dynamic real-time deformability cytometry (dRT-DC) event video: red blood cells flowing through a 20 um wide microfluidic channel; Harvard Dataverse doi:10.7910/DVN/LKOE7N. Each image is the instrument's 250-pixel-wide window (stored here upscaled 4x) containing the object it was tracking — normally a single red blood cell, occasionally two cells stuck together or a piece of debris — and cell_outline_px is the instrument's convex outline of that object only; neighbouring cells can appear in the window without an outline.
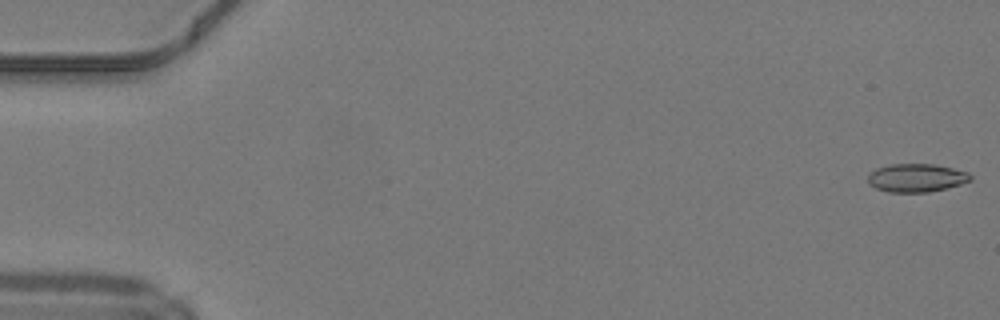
{"species": "common noctule bat (a hibernating species)", "species_latin": "Nyctalus noctula", "temperature_condition": "warm", "stored_images_in_passage": 34, "camera_frame_rate_fps": 3000, "um_per_image_px": 0.085, "animal": {"sex": "male", "body_mass_g": 19.2, "forearm_length_mm": 51.8}, "frame": {"image": 1, "passage_image": 1, "time_ms": 0.0, "image_size_px": [1000, 320], "cell_outline_px": [[972, 180], [960, 184], [928, 192], [888, 192], [876, 188], [868, 184], [868, 172], [876, 168], [888, 164], [936, 164], [968, 172], [972, 176]], "centroid_in_image_um": [77.86, 15.1], "position_along_channel_um": 7.1, "area_um2": 16.99}}
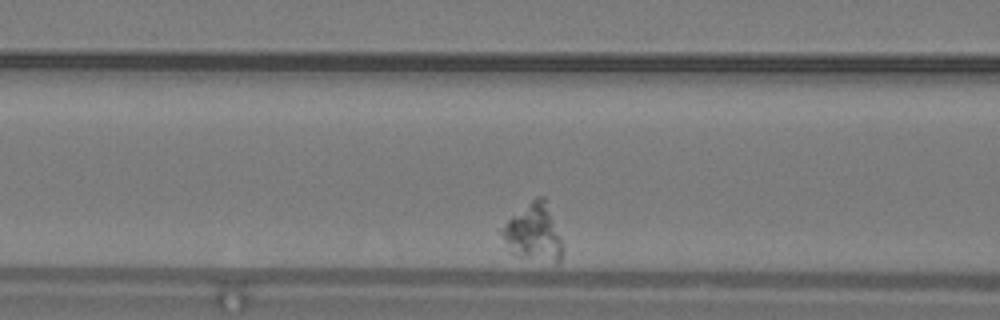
{"frame": {"image": 2, "passage_image": 11, "time_ms": 3.333, "image_size_px": [1000, 320], "cell_outline_px": [[564, 252], [560, 264], [512, 252], [500, 232], [508, 220], [512, 216], [536, 196], [544, 196], [560, 240]], "centroid_in_image_um": [45.38, 19.76], "position_along_channel_um": 121.2, "area_um2": 19.19}}
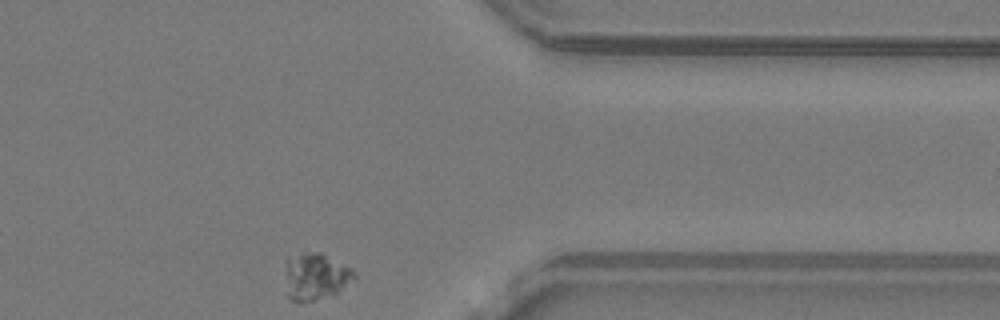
{"frame": {"image": 3, "passage_image": 34, "time_ms": 11.0, "image_size_px": [1000, 320], "cell_outline_px": [[356, 276], [336, 292], [312, 300], [292, 300], [288, 296], [284, 260], [288, 256], [304, 248], [320, 252], [352, 268], [356, 272]], "centroid_in_image_um": [26.76, 23.38], "position_along_channel_um": 384.6, "area_um2": 18.96}}